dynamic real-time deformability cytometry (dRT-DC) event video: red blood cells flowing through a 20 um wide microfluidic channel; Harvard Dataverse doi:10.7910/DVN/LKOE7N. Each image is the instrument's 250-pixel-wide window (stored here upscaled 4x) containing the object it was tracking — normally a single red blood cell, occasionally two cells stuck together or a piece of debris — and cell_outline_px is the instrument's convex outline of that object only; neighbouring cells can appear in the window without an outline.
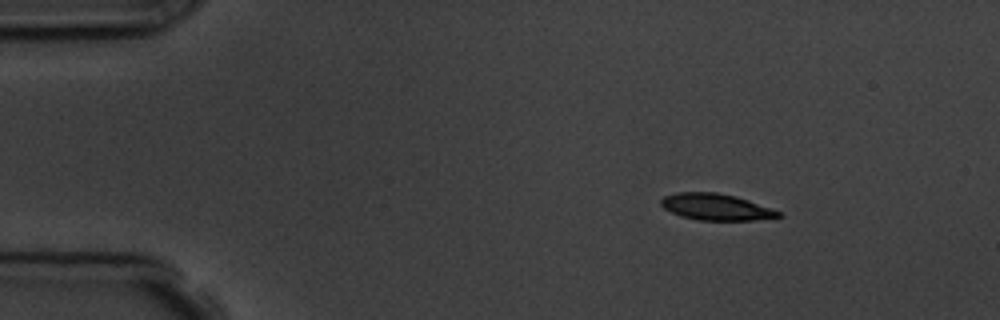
{"species": "common noctule bat (a hibernating species)", "species_latin": "Nyctalus noctula", "temperature_condition": "room temperature", "stored_images_in_passage": 8, "camera_frame_rate_fps": 3000, "um_per_image_px": 0.085, "animal": {"sex": "male", "body_mass_g": 19.5, "forearm_length_mm": 54.6}, "frame": {"image": 1, "passage_image": 2, "time_ms": 1.0, "image_size_px": [1000, 320], "cell_outline_px": [[784, 216], [752, 220], [696, 220], [680, 216], [664, 208], [660, 204], [660, 200], [664, 196], [676, 192], [716, 192], [736, 196], [772, 208], [780, 212]], "centroid_in_image_um": [60.84, 17.59], "position_along_channel_um": 24.2, "area_um2": 18.15}}
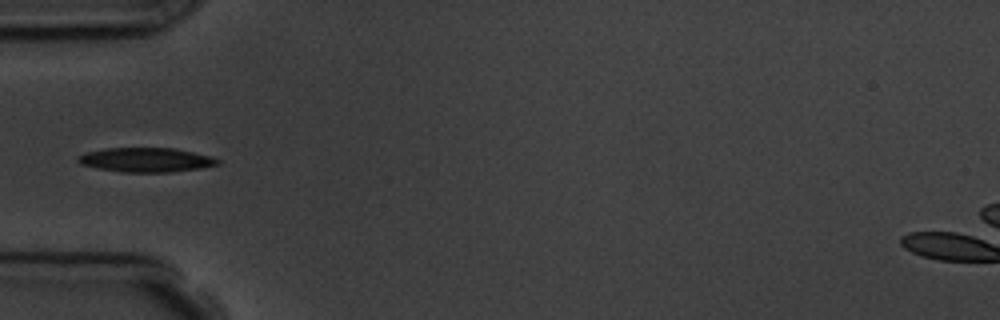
{"frame": {"image": 2, "passage_image": 4, "time_ms": 4.333, "image_size_px": [1000, 320], "cell_outline_px": [[220, 164], [200, 168], [168, 172], [120, 172], [80, 164], [76, 160], [76, 156], [88, 152], [104, 148], [172, 148], [212, 156], [220, 160]], "centroid_in_image_um": [12.4, 13.58], "position_along_channel_um": 72.6, "area_um2": 19.71}}